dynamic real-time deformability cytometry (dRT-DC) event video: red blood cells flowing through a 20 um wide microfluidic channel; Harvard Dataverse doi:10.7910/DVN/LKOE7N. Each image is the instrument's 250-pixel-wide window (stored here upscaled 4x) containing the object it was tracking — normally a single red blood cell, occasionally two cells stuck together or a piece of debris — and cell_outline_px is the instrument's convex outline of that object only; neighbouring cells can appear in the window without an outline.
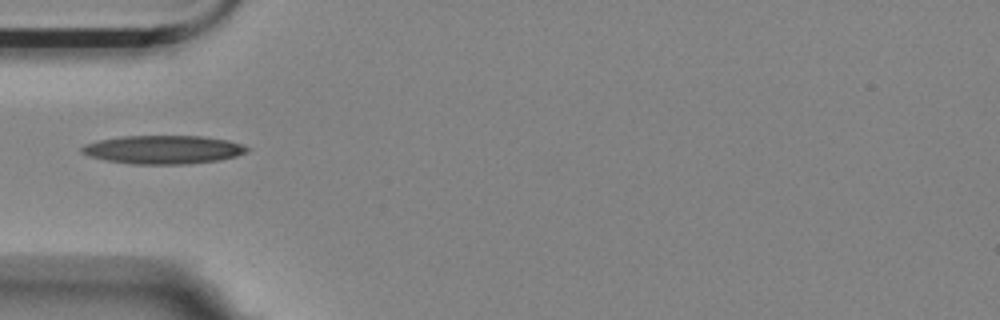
{"species": "Egyptian fruit bat (a non-hibernating species)", "species_latin": "Rousettus aegyptiacus", "temperature_condition": "room temperature", "stored_images_in_passage": 20, "camera_frame_rate_fps": 3000, "um_per_image_px": 0.085, "animal": {"sex": "female"}, "frame": {"image": 1, "passage_image": 1, "time_ms": 0.0, "image_size_px": [1000, 320], "cell_outline_px": [[248, 152], [236, 156], [220, 160], [188, 164], [132, 164], [108, 160], [88, 156], [80, 152], [80, 148], [84, 144], [96, 140], [120, 136], [200, 136], [228, 140], [244, 144], [248, 148]], "centroid_in_image_um": [13.86, 12.71], "position_along_channel_um": 71.1, "area_um2": 27.63}}
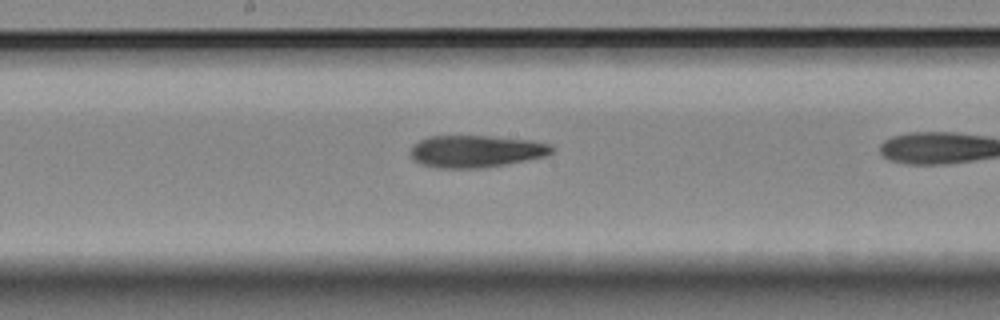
{"frame": {"image": 2, "passage_image": 9, "time_ms": 2.667, "image_size_px": [1000, 320], "cell_outline_px": [[556, 148], [548, 156], [504, 164], [480, 168], [436, 168], [420, 164], [412, 160], [408, 152], [412, 144], [428, 136], [488, 136], [532, 140], [552, 144]], "centroid_in_image_um": [40.43, 12.86], "position_along_channel_um": 207.8, "area_um2": 26.88}}
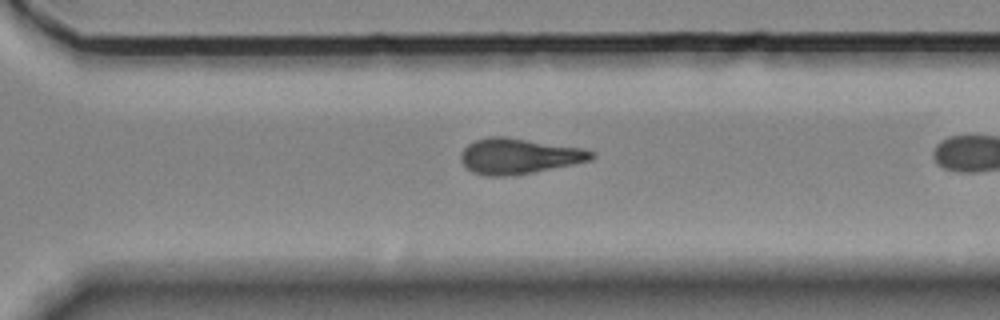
{"frame": {"image": 3, "passage_image": 19, "time_ms": 6.0, "image_size_px": [1000, 320], "cell_outline_px": [[596, 156], [592, 160], [512, 176], [488, 176], [472, 172], [464, 168], [460, 160], [460, 156], [464, 148], [472, 140], [488, 136], [504, 136], [584, 148], [596, 152]], "centroid_in_image_um": [44.08, 13.26], "position_along_channel_um": 326.5, "area_um2": 27.4}}